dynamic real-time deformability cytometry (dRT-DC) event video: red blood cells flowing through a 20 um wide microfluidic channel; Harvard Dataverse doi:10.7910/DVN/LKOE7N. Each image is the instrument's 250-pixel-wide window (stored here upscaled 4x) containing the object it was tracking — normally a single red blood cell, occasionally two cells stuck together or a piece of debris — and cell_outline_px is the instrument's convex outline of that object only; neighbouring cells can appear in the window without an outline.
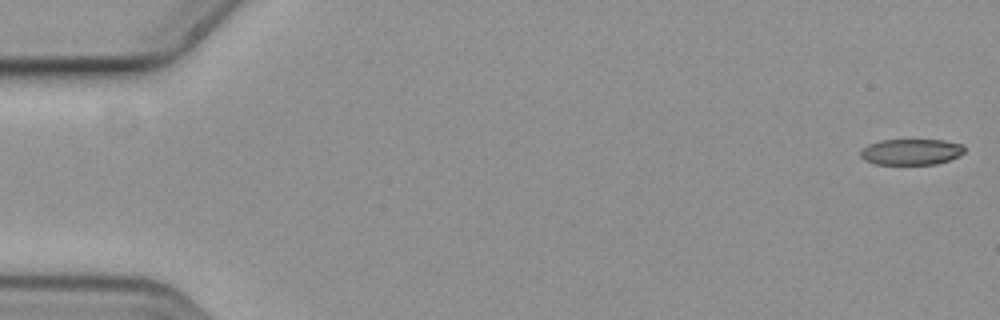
{"species": "common noctule bat (a hibernating species)", "species_latin": "Nyctalus noctula", "temperature_condition": "cold", "stored_images_in_passage": 57, "camera_frame_rate_fps": 3000, "um_per_image_px": 0.085, "animal": {"sex": "female", "body_mass_g": 19.3, "forearm_length_mm": 54.1}, "frame": {"image": 1, "passage_image": 1, "time_ms": 0.0, "image_size_px": [1000, 320], "cell_outline_px": [[964, 152], [960, 156], [936, 164], [872, 164], [864, 160], [860, 156], [860, 148], [868, 144], [880, 140], [944, 140], [964, 144]], "centroid_in_image_um": [77.43, 12.9], "position_along_channel_um": 7.6, "area_um2": 15.95}}
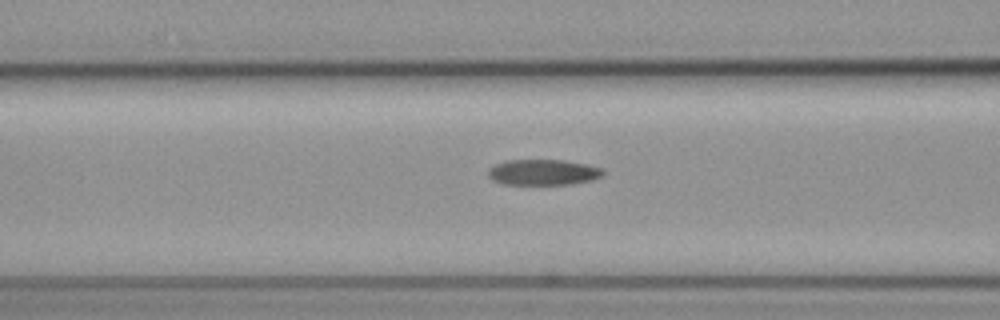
{"frame": {"image": 2, "passage_image": 23, "time_ms": 7.333, "image_size_px": [1000, 320], "cell_outline_px": [[604, 172], [600, 176], [592, 180], [572, 184], [500, 184], [492, 180], [488, 176], [488, 168], [504, 160], [564, 160], [588, 164], [600, 168]], "centroid_in_image_um": [46.12, 14.64], "position_along_channel_um": 120.5, "area_um2": 17.28}}
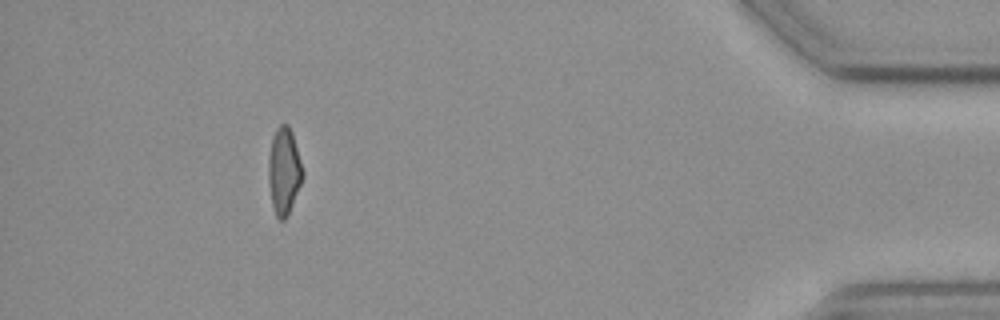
{"frame": {"image": 3, "passage_image": 52, "time_ms": 17.0, "image_size_px": [1000, 320], "cell_outline_px": [[304, 176], [288, 216], [284, 220], [280, 220], [276, 216], [272, 204], [268, 180], [268, 160], [272, 136], [276, 128], [280, 124], [288, 124], [292, 132], [304, 172]], "centroid_in_image_um": [24.14, 14.53], "position_along_channel_um": 411.1, "area_um2": 17.46}, "authors_computed_cell_mechanics": {"area_um2": 17.629, "velocity_mm_per_s": 3.6528, "shape_relaxation_time_tau1_ms": 5.5354, "shape_relaxation_time_tau2_ms": 4.9756, "deformation_change_tau1": 0.1453, "deformation_change_tau2": 0.1127}}